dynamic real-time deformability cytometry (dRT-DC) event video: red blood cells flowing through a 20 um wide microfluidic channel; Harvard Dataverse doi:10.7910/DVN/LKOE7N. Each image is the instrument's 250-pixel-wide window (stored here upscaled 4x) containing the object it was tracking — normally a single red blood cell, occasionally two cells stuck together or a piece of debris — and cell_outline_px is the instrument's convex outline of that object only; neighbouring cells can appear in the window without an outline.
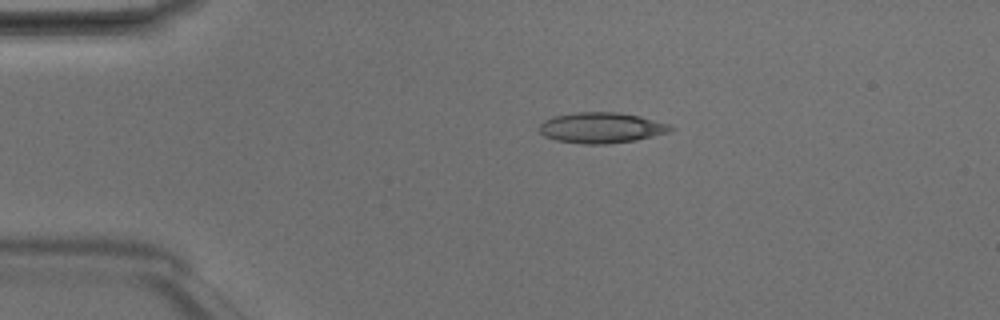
{"species": "Egyptian fruit bat (a non-hibernating species)", "species_latin": "Rousettus aegyptiacus", "temperature_condition": "room temperature", "stored_images_in_passage": 39, "camera_frame_rate_fps": 3000, "um_per_image_px": 0.085, "animal": {"sex": "male"}, "frame": {"image": 1, "passage_image": 1, "time_ms": 0.0, "image_size_px": [1000, 320], "cell_outline_px": [[676, 128], [668, 132], [636, 140], [608, 144], [584, 144], [556, 140], [544, 136], [540, 132], [540, 124], [544, 120], [552, 116], [576, 112], [620, 112], [640, 116], [668, 124]], "centroid_in_image_um": [51.1, 10.85], "position_along_channel_um": 33.9, "area_um2": 23.47}}
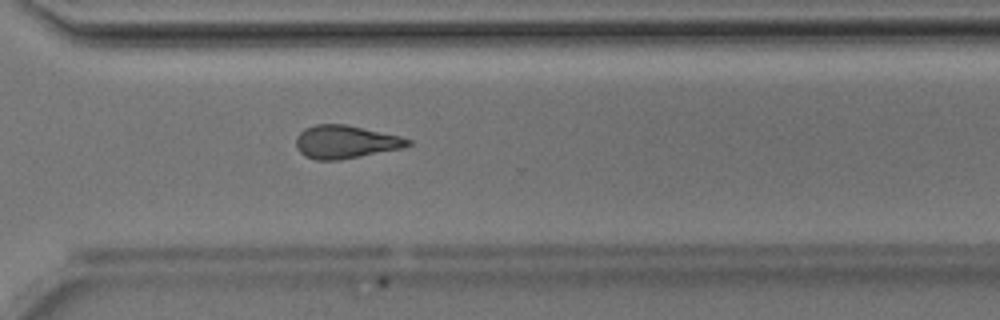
{"frame": {"image": 2, "passage_image": 26, "time_ms": 8.333, "image_size_px": [1000, 320], "cell_outline_px": [[412, 144], [404, 148], [340, 160], [316, 160], [304, 156], [296, 148], [296, 136], [304, 128], [316, 124], [344, 124], [400, 136], [412, 140]], "centroid_in_image_um": [29.36, 12.07], "position_along_channel_um": 341.2, "area_um2": 21.68}}
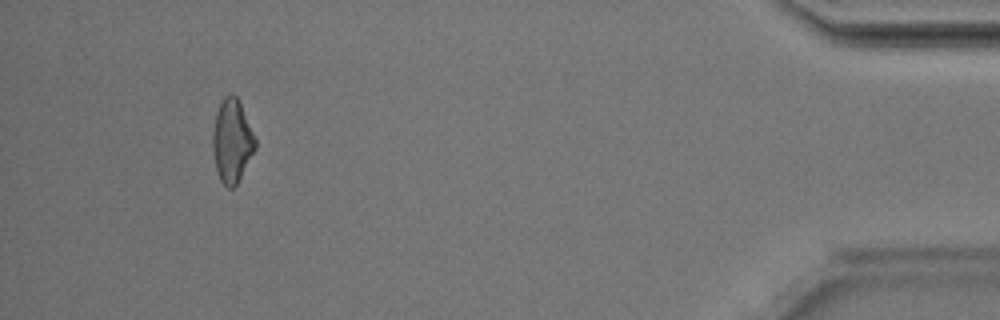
{"frame": {"image": 3, "passage_image": 36, "time_ms": 11.667, "image_size_px": [1000, 320], "cell_outline_px": [[256, 148], [236, 184], [232, 188], [228, 188], [220, 180], [216, 168], [212, 148], [212, 132], [216, 112], [224, 96], [232, 92], [236, 96], [240, 104], [256, 140]], "centroid_in_image_um": [19.7, 11.96], "position_along_channel_um": 415.5, "area_um2": 20.35}, "authors_computed_cell_mechanics": {"area_um2": 21.6172, "velocity_mm_per_s": 4.2138, "shape_relaxation_time_tau1_ms": 9.8939, "shape_relaxation_time_tau2_ms": 4.8764, "deformation_change_tau1": 0.2118, "deformation_change_tau2": 0.1653}}